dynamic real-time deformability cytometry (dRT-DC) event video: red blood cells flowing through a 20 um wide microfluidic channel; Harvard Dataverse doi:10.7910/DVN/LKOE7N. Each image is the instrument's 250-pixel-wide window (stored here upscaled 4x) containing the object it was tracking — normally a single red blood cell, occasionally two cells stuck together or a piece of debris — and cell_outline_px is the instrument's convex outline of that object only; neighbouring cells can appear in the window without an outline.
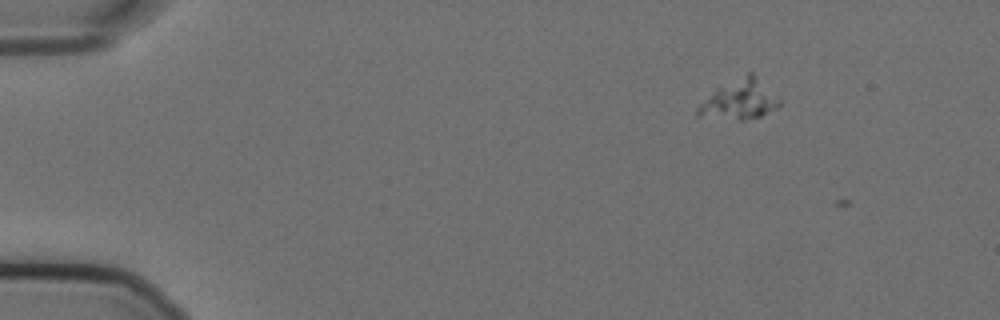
{"species": "Egyptian fruit bat (a non-hibernating species)", "species_latin": "Rousettus aegyptiacus", "temperature_condition": "cold", "stored_images_in_passage": 2, "camera_frame_rate_fps": 3000, "um_per_image_px": 0.085, "animal": {"sex": "female"}, "frame": {"image": 1, "passage_image": 1, "time_ms": 0.0, "image_size_px": [1000, 320], "cell_outline_px": [[780, 104], [776, 108], [760, 116], [744, 120], [740, 120], [696, 116], [696, 108], [716, 88], [748, 72], [752, 72], [780, 100]], "centroid_in_image_um": [62.83, 8.48], "position_along_channel_um": 22.2, "area_um2": 18.5}}